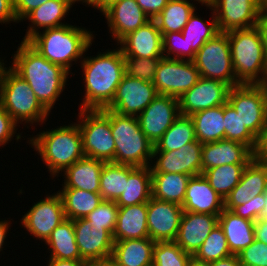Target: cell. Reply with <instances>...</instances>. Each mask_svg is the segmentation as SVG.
Here are the masks:
<instances>
[{"instance_id": "cell-1", "label": "cell", "mask_w": 267, "mask_h": 266, "mask_svg": "<svg viewBox=\"0 0 267 266\" xmlns=\"http://www.w3.org/2000/svg\"><path fill=\"white\" fill-rule=\"evenodd\" d=\"M10 68L28 82L36 98L50 113L65 88L69 72L48 61L27 41H21Z\"/></svg>"}, {"instance_id": "cell-2", "label": "cell", "mask_w": 267, "mask_h": 266, "mask_svg": "<svg viewBox=\"0 0 267 266\" xmlns=\"http://www.w3.org/2000/svg\"><path fill=\"white\" fill-rule=\"evenodd\" d=\"M87 58V59H86ZM85 83V97L81 110H102L115 95L125 74V60L121 49L100 52L96 57L81 59Z\"/></svg>"}, {"instance_id": "cell-3", "label": "cell", "mask_w": 267, "mask_h": 266, "mask_svg": "<svg viewBox=\"0 0 267 266\" xmlns=\"http://www.w3.org/2000/svg\"><path fill=\"white\" fill-rule=\"evenodd\" d=\"M42 33H36L27 42L48 61L67 72L70 71L71 62L83 57L94 37L85 28L69 24L45 29Z\"/></svg>"}, {"instance_id": "cell-4", "label": "cell", "mask_w": 267, "mask_h": 266, "mask_svg": "<svg viewBox=\"0 0 267 266\" xmlns=\"http://www.w3.org/2000/svg\"><path fill=\"white\" fill-rule=\"evenodd\" d=\"M29 141L38 151L52 177L58 176L60 171H65L85 156L82 135L77 123L43 131Z\"/></svg>"}, {"instance_id": "cell-5", "label": "cell", "mask_w": 267, "mask_h": 266, "mask_svg": "<svg viewBox=\"0 0 267 266\" xmlns=\"http://www.w3.org/2000/svg\"><path fill=\"white\" fill-rule=\"evenodd\" d=\"M226 33L235 79L240 84H263L267 79V57L257 26Z\"/></svg>"}, {"instance_id": "cell-6", "label": "cell", "mask_w": 267, "mask_h": 266, "mask_svg": "<svg viewBox=\"0 0 267 266\" xmlns=\"http://www.w3.org/2000/svg\"><path fill=\"white\" fill-rule=\"evenodd\" d=\"M102 110L110 118L115 140V163L134 167L150 166L154 145L141 131L137 117L121 115L106 108Z\"/></svg>"}, {"instance_id": "cell-7", "label": "cell", "mask_w": 267, "mask_h": 266, "mask_svg": "<svg viewBox=\"0 0 267 266\" xmlns=\"http://www.w3.org/2000/svg\"><path fill=\"white\" fill-rule=\"evenodd\" d=\"M0 106L18 124L43 123L50 114L36 98L27 81L10 67L5 72L0 88Z\"/></svg>"}, {"instance_id": "cell-8", "label": "cell", "mask_w": 267, "mask_h": 266, "mask_svg": "<svg viewBox=\"0 0 267 266\" xmlns=\"http://www.w3.org/2000/svg\"><path fill=\"white\" fill-rule=\"evenodd\" d=\"M77 124L82 135L86 157L115 163V140L112 137L110 118L103 110H81ZM82 118V119H81Z\"/></svg>"}, {"instance_id": "cell-9", "label": "cell", "mask_w": 267, "mask_h": 266, "mask_svg": "<svg viewBox=\"0 0 267 266\" xmlns=\"http://www.w3.org/2000/svg\"><path fill=\"white\" fill-rule=\"evenodd\" d=\"M200 76L220 80L230 87L240 85L235 79L231 48L226 32L217 33L196 52L193 60Z\"/></svg>"}, {"instance_id": "cell-10", "label": "cell", "mask_w": 267, "mask_h": 266, "mask_svg": "<svg viewBox=\"0 0 267 266\" xmlns=\"http://www.w3.org/2000/svg\"><path fill=\"white\" fill-rule=\"evenodd\" d=\"M228 102L243 125L257 138L267 123V94L262 84H240L230 88Z\"/></svg>"}, {"instance_id": "cell-11", "label": "cell", "mask_w": 267, "mask_h": 266, "mask_svg": "<svg viewBox=\"0 0 267 266\" xmlns=\"http://www.w3.org/2000/svg\"><path fill=\"white\" fill-rule=\"evenodd\" d=\"M200 77L193 61L162 57L152 83L159 95L179 99L198 82Z\"/></svg>"}, {"instance_id": "cell-12", "label": "cell", "mask_w": 267, "mask_h": 266, "mask_svg": "<svg viewBox=\"0 0 267 266\" xmlns=\"http://www.w3.org/2000/svg\"><path fill=\"white\" fill-rule=\"evenodd\" d=\"M158 95L152 82L124 74L106 109L137 117Z\"/></svg>"}, {"instance_id": "cell-13", "label": "cell", "mask_w": 267, "mask_h": 266, "mask_svg": "<svg viewBox=\"0 0 267 266\" xmlns=\"http://www.w3.org/2000/svg\"><path fill=\"white\" fill-rule=\"evenodd\" d=\"M219 32L256 26L263 10V0H212Z\"/></svg>"}, {"instance_id": "cell-14", "label": "cell", "mask_w": 267, "mask_h": 266, "mask_svg": "<svg viewBox=\"0 0 267 266\" xmlns=\"http://www.w3.org/2000/svg\"><path fill=\"white\" fill-rule=\"evenodd\" d=\"M179 99L158 95L138 116L141 131L155 145L180 116Z\"/></svg>"}, {"instance_id": "cell-15", "label": "cell", "mask_w": 267, "mask_h": 266, "mask_svg": "<svg viewBox=\"0 0 267 266\" xmlns=\"http://www.w3.org/2000/svg\"><path fill=\"white\" fill-rule=\"evenodd\" d=\"M65 219L63 202L57 192L34 203L22 217L21 223L34 237L45 242L51 232Z\"/></svg>"}, {"instance_id": "cell-16", "label": "cell", "mask_w": 267, "mask_h": 266, "mask_svg": "<svg viewBox=\"0 0 267 266\" xmlns=\"http://www.w3.org/2000/svg\"><path fill=\"white\" fill-rule=\"evenodd\" d=\"M202 147L203 144L195 140L178 150L153 151L152 159L157 160L153 166L150 165L151 173L202 174Z\"/></svg>"}, {"instance_id": "cell-17", "label": "cell", "mask_w": 267, "mask_h": 266, "mask_svg": "<svg viewBox=\"0 0 267 266\" xmlns=\"http://www.w3.org/2000/svg\"><path fill=\"white\" fill-rule=\"evenodd\" d=\"M230 86L220 80L200 77L198 82L179 98L180 114H192L224 105Z\"/></svg>"}, {"instance_id": "cell-18", "label": "cell", "mask_w": 267, "mask_h": 266, "mask_svg": "<svg viewBox=\"0 0 267 266\" xmlns=\"http://www.w3.org/2000/svg\"><path fill=\"white\" fill-rule=\"evenodd\" d=\"M182 214L181 205L151 197L147 203L149 238L155 242L174 241Z\"/></svg>"}, {"instance_id": "cell-19", "label": "cell", "mask_w": 267, "mask_h": 266, "mask_svg": "<svg viewBox=\"0 0 267 266\" xmlns=\"http://www.w3.org/2000/svg\"><path fill=\"white\" fill-rule=\"evenodd\" d=\"M73 225L80 257L84 261L110 260L114 240L105 228H95L85 218L74 219Z\"/></svg>"}, {"instance_id": "cell-20", "label": "cell", "mask_w": 267, "mask_h": 266, "mask_svg": "<svg viewBox=\"0 0 267 266\" xmlns=\"http://www.w3.org/2000/svg\"><path fill=\"white\" fill-rule=\"evenodd\" d=\"M124 57L162 58L163 39L154 19L128 33L119 42Z\"/></svg>"}, {"instance_id": "cell-21", "label": "cell", "mask_w": 267, "mask_h": 266, "mask_svg": "<svg viewBox=\"0 0 267 266\" xmlns=\"http://www.w3.org/2000/svg\"><path fill=\"white\" fill-rule=\"evenodd\" d=\"M219 215L183 211L174 242L192 256L218 225Z\"/></svg>"}, {"instance_id": "cell-22", "label": "cell", "mask_w": 267, "mask_h": 266, "mask_svg": "<svg viewBox=\"0 0 267 266\" xmlns=\"http://www.w3.org/2000/svg\"><path fill=\"white\" fill-rule=\"evenodd\" d=\"M267 190V162L252 159L245 167L241 180L224 200V208L233 210L236 206L251 201Z\"/></svg>"}, {"instance_id": "cell-23", "label": "cell", "mask_w": 267, "mask_h": 266, "mask_svg": "<svg viewBox=\"0 0 267 266\" xmlns=\"http://www.w3.org/2000/svg\"><path fill=\"white\" fill-rule=\"evenodd\" d=\"M109 31L117 43L128 33L135 31L150 19L135 0H118L102 11Z\"/></svg>"}, {"instance_id": "cell-24", "label": "cell", "mask_w": 267, "mask_h": 266, "mask_svg": "<svg viewBox=\"0 0 267 266\" xmlns=\"http://www.w3.org/2000/svg\"><path fill=\"white\" fill-rule=\"evenodd\" d=\"M253 159V151L238 141L222 139L204 143L202 147V173L217 166L247 165Z\"/></svg>"}, {"instance_id": "cell-25", "label": "cell", "mask_w": 267, "mask_h": 266, "mask_svg": "<svg viewBox=\"0 0 267 266\" xmlns=\"http://www.w3.org/2000/svg\"><path fill=\"white\" fill-rule=\"evenodd\" d=\"M182 208L187 212L219 215L224 209V200L200 174L189 179Z\"/></svg>"}, {"instance_id": "cell-26", "label": "cell", "mask_w": 267, "mask_h": 266, "mask_svg": "<svg viewBox=\"0 0 267 266\" xmlns=\"http://www.w3.org/2000/svg\"><path fill=\"white\" fill-rule=\"evenodd\" d=\"M155 243L149 237L114 241L110 261L117 266H152Z\"/></svg>"}, {"instance_id": "cell-27", "label": "cell", "mask_w": 267, "mask_h": 266, "mask_svg": "<svg viewBox=\"0 0 267 266\" xmlns=\"http://www.w3.org/2000/svg\"><path fill=\"white\" fill-rule=\"evenodd\" d=\"M254 223L236 215L228 209H223L219 214L218 224L222 228L229 250L238 255L255 240Z\"/></svg>"}, {"instance_id": "cell-28", "label": "cell", "mask_w": 267, "mask_h": 266, "mask_svg": "<svg viewBox=\"0 0 267 266\" xmlns=\"http://www.w3.org/2000/svg\"><path fill=\"white\" fill-rule=\"evenodd\" d=\"M104 163L105 161L84 156L64 171L62 187L100 193V174Z\"/></svg>"}, {"instance_id": "cell-29", "label": "cell", "mask_w": 267, "mask_h": 266, "mask_svg": "<svg viewBox=\"0 0 267 266\" xmlns=\"http://www.w3.org/2000/svg\"><path fill=\"white\" fill-rule=\"evenodd\" d=\"M149 237L147 203L119 207L113 232L114 241Z\"/></svg>"}, {"instance_id": "cell-30", "label": "cell", "mask_w": 267, "mask_h": 266, "mask_svg": "<svg viewBox=\"0 0 267 266\" xmlns=\"http://www.w3.org/2000/svg\"><path fill=\"white\" fill-rule=\"evenodd\" d=\"M75 2V0H49L34 9L24 18V20H30L32 24L29 25L30 27L23 41H28L32 36L40 32V30L38 31L40 28L45 30L66 25L61 20L65 15H68L67 13Z\"/></svg>"}, {"instance_id": "cell-31", "label": "cell", "mask_w": 267, "mask_h": 266, "mask_svg": "<svg viewBox=\"0 0 267 266\" xmlns=\"http://www.w3.org/2000/svg\"><path fill=\"white\" fill-rule=\"evenodd\" d=\"M211 9L212 21L207 25V22L196 15V11L188 19V22L182 29L183 39L186 43L187 61H193L196 52L205 44L207 40L212 39L219 33L214 10L211 5H206Z\"/></svg>"}, {"instance_id": "cell-32", "label": "cell", "mask_w": 267, "mask_h": 266, "mask_svg": "<svg viewBox=\"0 0 267 266\" xmlns=\"http://www.w3.org/2000/svg\"><path fill=\"white\" fill-rule=\"evenodd\" d=\"M152 197L150 166L135 167L128 176L125 191L115 201L118 207L148 203Z\"/></svg>"}, {"instance_id": "cell-33", "label": "cell", "mask_w": 267, "mask_h": 266, "mask_svg": "<svg viewBox=\"0 0 267 266\" xmlns=\"http://www.w3.org/2000/svg\"><path fill=\"white\" fill-rule=\"evenodd\" d=\"M152 177V197L176 203L183 204L187 183L190 175L181 173H151Z\"/></svg>"}, {"instance_id": "cell-34", "label": "cell", "mask_w": 267, "mask_h": 266, "mask_svg": "<svg viewBox=\"0 0 267 266\" xmlns=\"http://www.w3.org/2000/svg\"><path fill=\"white\" fill-rule=\"evenodd\" d=\"M45 244L49 246L50 259L83 260L76 243L73 220L66 218L50 234Z\"/></svg>"}, {"instance_id": "cell-35", "label": "cell", "mask_w": 267, "mask_h": 266, "mask_svg": "<svg viewBox=\"0 0 267 266\" xmlns=\"http://www.w3.org/2000/svg\"><path fill=\"white\" fill-rule=\"evenodd\" d=\"M190 117L194 122L196 140L202 144L225 139L223 105L198 111Z\"/></svg>"}, {"instance_id": "cell-36", "label": "cell", "mask_w": 267, "mask_h": 266, "mask_svg": "<svg viewBox=\"0 0 267 266\" xmlns=\"http://www.w3.org/2000/svg\"><path fill=\"white\" fill-rule=\"evenodd\" d=\"M61 196L66 218L74 220L85 218L103 201L99 193L88 192L76 188H63Z\"/></svg>"}, {"instance_id": "cell-37", "label": "cell", "mask_w": 267, "mask_h": 266, "mask_svg": "<svg viewBox=\"0 0 267 266\" xmlns=\"http://www.w3.org/2000/svg\"><path fill=\"white\" fill-rule=\"evenodd\" d=\"M134 166L105 162L100 174V195L103 200L116 201L125 191L129 173Z\"/></svg>"}, {"instance_id": "cell-38", "label": "cell", "mask_w": 267, "mask_h": 266, "mask_svg": "<svg viewBox=\"0 0 267 266\" xmlns=\"http://www.w3.org/2000/svg\"><path fill=\"white\" fill-rule=\"evenodd\" d=\"M187 0H169L166 7L154 19L162 33L182 32L188 19L195 11V4Z\"/></svg>"}, {"instance_id": "cell-39", "label": "cell", "mask_w": 267, "mask_h": 266, "mask_svg": "<svg viewBox=\"0 0 267 266\" xmlns=\"http://www.w3.org/2000/svg\"><path fill=\"white\" fill-rule=\"evenodd\" d=\"M196 140L194 122L190 116L180 115L154 145L153 151L178 150Z\"/></svg>"}, {"instance_id": "cell-40", "label": "cell", "mask_w": 267, "mask_h": 266, "mask_svg": "<svg viewBox=\"0 0 267 266\" xmlns=\"http://www.w3.org/2000/svg\"><path fill=\"white\" fill-rule=\"evenodd\" d=\"M247 165H223L205 170L202 174L208 180L211 188L225 200L232 189L241 180L243 171Z\"/></svg>"}, {"instance_id": "cell-41", "label": "cell", "mask_w": 267, "mask_h": 266, "mask_svg": "<svg viewBox=\"0 0 267 266\" xmlns=\"http://www.w3.org/2000/svg\"><path fill=\"white\" fill-rule=\"evenodd\" d=\"M225 139L238 141L254 151L257 138L243 125L236 110L227 101L223 105Z\"/></svg>"}, {"instance_id": "cell-42", "label": "cell", "mask_w": 267, "mask_h": 266, "mask_svg": "<svg viewBox=\"0 0 267 266\" xmlns=\"http://www.w3.org/2000/svg\"><path fill=\"white\" fill-rule=\"evenodd\" d=\"M230 255H232V253L229 250L227 239L222 228L218 224L193 257L198 261L210 263Z\"/></svg>"}, {"instance_id": "cell-43", "label": "cell", "mask_w": 267, "mask_h": 266, "mask_svg": "<svg viewBox=\"0 0 267 266\" xmlns=\"http://www.w3.org/2000/svg\"><path fill=\"white\" fill-rule=\"evenodd\" d=\"M191 258L174 241L156 242L152 266H187Z\"/></svg>"}, {"instance_id": "cell-44", "label": "cell", "mask_w": 267, "mask_h": 266, "mask_svg": "<svg viewBox=\"0 0 267 266\" xmlns=\"http://www.w3.org/2000/svg\"><path fill=\"white\" fill-rule=\"evenodd\" d=\"M118 209L115 201L103 200L98 207L89 213L85 219L95 228H105L112 236L118 218Z\"/></svg>"}, {"instance_id": "cell-45", "label": "cell", "mask_w": 267, "mask_h": 266, "mask_svg": "<svg viewBox=\"0 0 267 266\" xmlns=\"http://www.w3.org/2000/svg\"><path fill=\"white\" fill-rule=\"evenodd\" d=\"M125 74L130 77L153 82L161 58L124 57Z\"/></svg>"}, {"instance_id": "cell-46", "label": "cell", "mask_w": 267, "mask_h": 266, "mask_svg": "<svg viewBox=\"0 0 267 266\" xmlns=\"http://www.w3.org/2000/svg\"><path fill=\"white\" fill-rule=\"evenodd\" d=\"M238 258L241 266H267V244L255 239Z\"/></svg>"}, {"instance_id": "cell-47", "label": "cell", "mask_w": 267, "mask_h": 266, "mask_svg": "<svg viewBox=\"0 0 267 266\" xmlns=\"http://www.w3.org/2000/svg\"><path fill=\"white\" fill-rule=\"evenodd\" d=\"M163 39V55L166 58L186 60V43L182 32L165 33ZM171 54V55H170ZM173 54V56H172Z\"/></svg>"}, {"instance_id": "cell-48", "label": "cell", "mask_w": 267, "mask_h": 266, "mask_svg": "<svg viewBox=\"0 0 267 266\" xmlns=\"http://www.w3.org/2000/svg\"><path fill=\"white\" fill-rule=\"evenodd\" d=\"M266 199V192L254 197L251 201L236 206L232 212L236 215L248 219L250 221L255 222L259 219V215L261 214V210L264 208Z\"/></svg>"}, {"instance_id": "cell-49", "label": "cell", "mask_w": 267, "mask_h": 266, "mask_svg": "<svg viewBox=\"0 0 267 266\" xmlns=\"http://www.w3.org/2000/svg\"><path fill=\"white\" fill-rule=\"evenodd\" d=\"M17 123L13 118L0 106V146L8 143L16 133Z\"/></svg>"}, {"instance_id": "cell-50", "label": "cell", "mask_w": 267, "mask_h": 266, "mask_svg": "<svg viewBox=\"0 0 267 266\" xmlns=\"http://www.w3.org/2000/svg\"><path fill=\"white\" fill-rule=\"evenodd\" d=\"M47 1L49 0H14V12L18 22L23 21L30 12Z\"/></svg>"}, {"instance_id": "cell-51", "label": "cell", "mask_w": 267, "mask_h": 266, "mask_svg": "<svg viewBox=\"0 0 267 266\" xmlns=\"http://www.w3.org/2000/svg\"><path fill=\"white\" fill-rule=\"evenodd\" d=\"M149 19H155L169 0H135Z\"/></svg>"}, {"instance_id": "cell-52", "label": "cell", "mask_w": 267, "mask_h": 266, "mask_svg": "<svg viewBox=\"0 0 267 266\" xmlns=\"http://www.w3.org/2000/svg\"><path fill=\"white\" fill-rule=\"evenodd\" d=\"M253 159L260 162H267V123L257 137L256 147L253 151Z\"/></svg>"}, {"instance_id": "cell-53", "label": "cell", "mask_w": 267, "mask_h": 266, "mask_svg": "<svg viewBox=\"0 0 267 266\" xmlns=\"http://www.w3.org/2000/svg\"><path fill=\"white\" fill-rule=\"evenodd\" d=\"M17 22L14 12V0H0V23Z\"/></svg>"}, {"instance_id": "cell-54", "label": "cell", "mask_w": 267, "mask_h": 266, "mask_svg": "<svg viewBox=\"0 0 267 266\" xmlns=\"http://www.w3.org/2000/svg\"><path fill=\"white\" fill-rule=\"evenodd\" d=\"M256 26L260 32L262 38V44L267 57V10L265 9L262 10Z\"/></svg>"}, {"instance_id": "cell-55", "label": "cell", "mask_w": 267, "mask_h": 266, "mask_svg": "<svg viewBox=\"0 0 267 266\" xmlns=\"http://www.w3.org/2000/svg\"><path fill=\"white\" fill-rule=\"evenodd\" d=\"M255 239L267 244V219H258L254 223Z\"/></svg>"}, {"instance_id": "cell-56", "label": "cell", "mask_w": 267, "mask_h": 266, "mask_svg": "<svg viewBox=\"0 0 267 266\" xmlns=\"http://www.w3.org/2000/svg\"><path fill=\"white\" fill-rule=\"evenodd\" d=\"M210 266H241L238 255H230L220 260L210 262Z\"/></svg>"}, {"instance_id": "cell-57", "label": "cell", "mask_w": 267, "mask_h": 266, "mask_svg": "<svg viewBox=\"0 0 267 266\" xmlns=\"http://www.w3.org/2000/svg\"><path fill=\"white\" fill-rule=\"evenodd\" d=\"M84 260L49 259L48 266H82Z\"/></svg>"}, {"instance_id": "cell-58", "label": "cell", "mask_w": 267, "mask_h": 266, "mask_svg": "<svg viewBox=\"0 0 267 266\" xmlns=\"http://www.w3.org/2000/svg\"><path fill=\"white\" fill-rule=\"evenodd\" d=\"M115 1L118 0H83L82 3H86V5L88 4L89 6H93L95 9L100 10V12H102Z\"/></svg>"}, {"instance_id": "cell-59", "label": "cell", "mask_w": 267, "mask_h": 266, "mask_svg": "<svg viewBox=\"0 0 267 266\" xmlns=\"http://www.w3.org/2000/svg\"><path fill=\"white\" fill-rule=\"evenodd\" d=\"M9 221H0V251L3 248L4 245V240L6 238V234L8 232V228H9Z\"/></svg>"}, {"instance_id": "cell-60", "label": "cell", "mask_w": 267, "mask_h": 266, "mask_svg": "<svg viewBox=\"0 0 267 266\" xmlns=\"http://www.w3.org/2000/svg\"><path fill=\"white\" fill-rule=\"evenodd\" d=\"M187 266H210V263L198 261L192 256Z\"/></svg>"}, {"instance_id": "cell-61", "label": "cell", "mask_w": 267, "mask_h": 266, "mask_svg": "<svg viewBox=\"0 0 267 266\" xmlns=\"http://www.w3.org/2000/svg\"><path fill=\"white\" fill-rule=\"evenodd\" d=\"M82 266H107V261H85Z\"/></svg>"}, {"instance_id": "cell-62", "label": "cell", "mask_w": 267, "mask_h": 266, "mask_svg": "<svg viewBox=\"0 0 267 266\" xmlns=\"http://www.w3.org/2000/svg\"><path fill=\"white\" fill-rule=\"evenodd\" d=\"M3 61L4 60H0V88H1V85L3 83V78H4V75H5V72L7 71V68L5 67V64H4Z\"/></svg>"}, {"instance_id": "cell-63", "label": "cell", "mask_w": 267, "mask_h": 266, "mask_svg": "<svg viewBox=\"0 0 267 266\" xmlns=\"http://www.w3.org/2000/svg\"><path fill=\"white\" fill-rule=\"evenodd\" d=\"M259 219H267V190H266V199H265L264 208L261 210Z\"/></svg>"}, {"instance_id": "cell-64", "label": "cell", "mask_w": 267, "mask_h": 266, "mask_svg": "<svg viewBox=\"0 0 267 266\" xmlns=\"http://www.w3.org/2000/svg\"><path fill=\"white\" fill-rule=\"evenodd\" d=\"M194 1H197L198 3H202V5L203 4H205V5H210L211 4V2H212V0H194Z\"/></svg>"}, {"instance_id": "cell-65", "label": "cell", "mask_w": 267, "mask_h": 266, "mask_svg": "<svg viewBox=\"0 0 267 266\" xmlns=\"http://www.w3.org/2000/svg\"><path fill=\"white\" fill-rule=\"evenodd\" d=\"M263 9L267 10V0H263Z\"/></svg>"}, {"instance_id": "cell-66", "label": "cell", "mask_w": 267, "mask_h": 266, "mask_svg": "<svg viewBox=\"0 0 267 266\" xmlns=\"http://www.w3.org/2000/svg\"><path fill=\"white\" fill-rule=\"evenodd\" d=\"M262 85L264 86L266 94H267V79L265 80V82Z\"/></svg>"}, {"instance_id": "cell-67", "label": "cell", "mask_w": 267, "mask_h": 266, "mask_svg": "<svg viewBox=\"0 0 267 266\" xmlns=\"http://www.w3.org/2000/svg\"><path fill=\"white\" fill-rule=\"evenodd\" d=\"M107 266H117V265L113 264L110 260H107Z\"/></svg>"}]
</instances>
